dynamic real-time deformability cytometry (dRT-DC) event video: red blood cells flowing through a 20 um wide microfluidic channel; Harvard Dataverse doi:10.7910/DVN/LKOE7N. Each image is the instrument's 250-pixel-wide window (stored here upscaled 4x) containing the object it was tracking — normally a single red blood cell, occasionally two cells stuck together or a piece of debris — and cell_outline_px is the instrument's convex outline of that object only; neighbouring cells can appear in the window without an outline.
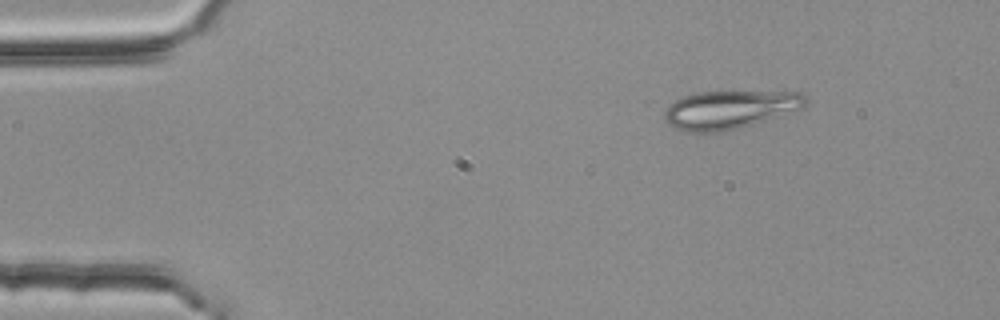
{"species": "common noctule bat (a hibernating species)", "species_latin": "Nyctalus noctula", "temperature_condition": "room temperature", "stored_images_in_passage": 4, "camera_frame_rate_fps": 3000, "um_per_image_px": 0.085, "animal": {"sex": "female", "body_mass_g": 25.1}, "frame": {"image": 1, "passage_image": 1, "time_ms": 0.0, "image_size_px": [1000, 320], "cell_outline_px": [[808, 100], [804, 108], [740, 128], [720, 132], [684, 132], [668, 124], [664, 120], [664, 108], [668, 104], [684, 96], [700, 92], [800, 92]], "centroid_in_image_um": [62.0, 9.33], "position_along_channel_um": 23.0, "area_um2": 31.5}}
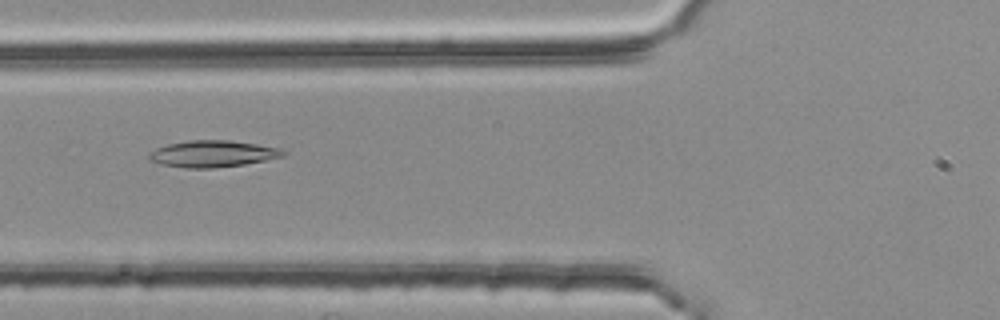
{"frame": {"image": 2, "passage_image": 4, "time_ms": 1.0, "image_size_px": [1000, 320], "cell_outline_px": [[288, 152], [284, 156], [244, 164], [212, 168], [184, 168], [160, 164], [148, 160], [148, 152], [156, 148], [168, 144], [188, 140], [228, 140], [256, 144], [280, 148]], "centroid_in_image_um": [18.04, 13.07], "position_along_channel_um": 107.8, "area_um2": 20.87}}